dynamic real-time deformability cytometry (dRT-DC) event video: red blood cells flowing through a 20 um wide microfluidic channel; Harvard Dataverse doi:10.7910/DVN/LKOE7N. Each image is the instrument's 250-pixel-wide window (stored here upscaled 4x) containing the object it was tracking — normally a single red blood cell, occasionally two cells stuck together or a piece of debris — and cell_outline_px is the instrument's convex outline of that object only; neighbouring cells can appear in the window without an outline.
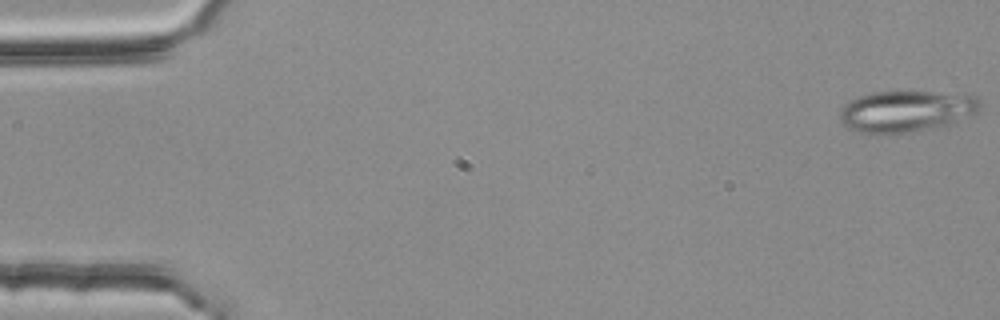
{"species": "common noctule bat (a hibernating species)", "species_latin": "Nyctalus noctula", "temperature_condition": "room temperature", "stored_images_in_passage": 52, "camera_frame_rate_fps": 3000, "um_per_image_px": 0.085, "animal": {"sex": "female", "body_mass_g": 25.1}, "frame": {"image": 1, "passage_image": 1, "time_ms": 0.0, "image_size_px": [1000, 320], "cell_outline_px": [[980, 108], [976, 112], [952, 124], [940, 128], [876, 136], [860, 132], [848, 128], [840, 120], [840, 112], [844, 104], [848, 100], [872, 92], [972, 92], [980, 100]], "centroid_in_image_um": [77.07, 9.46], "position_along_channel_um": 7.9, "area_um2": 34.8}}
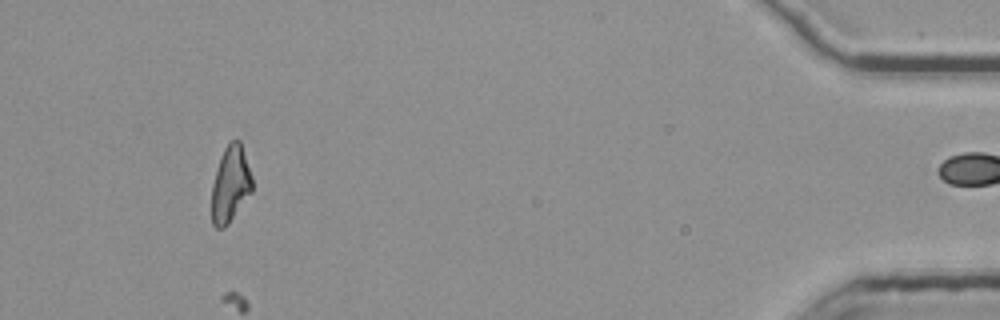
{"frame": {"image": 2, "passage_image": 51, "time_ms": 16.667, "image_size_px": [1000, 320], "cell_outline_px": [[252, 192], [228, 224], [224, 228], [216, 228], [212, 224], [212, 184], [216, 168], [220, 156], [224, 148], [232, 140], [240, 140], [252, 176]], "centroid_in_image_um": [19.58, 15.66], "position_along_channel_um": 415.6, "area_um2": 18.03}}